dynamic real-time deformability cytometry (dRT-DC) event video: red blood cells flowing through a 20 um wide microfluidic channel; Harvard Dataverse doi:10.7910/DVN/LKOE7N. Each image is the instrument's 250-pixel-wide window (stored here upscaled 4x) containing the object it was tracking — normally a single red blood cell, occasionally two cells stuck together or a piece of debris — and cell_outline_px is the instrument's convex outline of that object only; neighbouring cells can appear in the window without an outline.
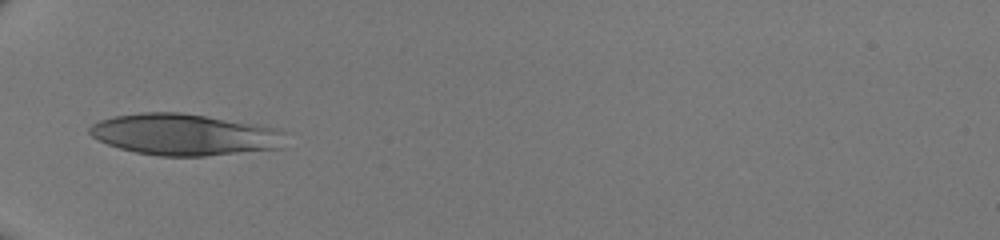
{"species": "human", "species_latin": "Homo sapiens", "temperature_condition": "room temperature", "stored_images_in_passage": 5, "camera_frame_rate_fps": 3000, "um_per_image_px": 0.085, "donor": {"sex": "male"}, "frame": {"image": 1, "passage_image": 1, "time_ms": 0.0, "image_size_px": [1000, 240], "cell_outline_px": [[284, 148], [204, 156], [160, 156], [136, 152], [120, 148], [108, 144], [92, 136], [88, 132], [88, 128], [92, 124], [100, 120], [116, 116], [140, 112], [180, 112], [280, 128], [284, 132]], "centroid_in_image_um": [15.7, 11.44], "position_along_channel_um": 69.3, "area_um2": 47.28}}
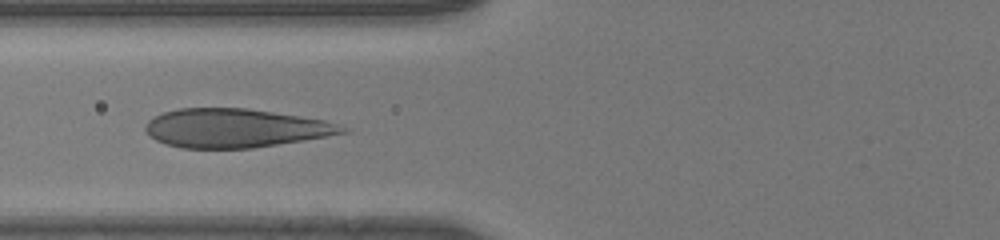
{"frame": {"image": 2, "passage_image": 4, "time_ms": 1.0, "image_size_px": [1000, 240], "cell_outline_px": [[348, 132], [304, 140], [252, 148], [184, 148], [164, 144], [148, 136], [144, 128], [144, 124], [152, 116], [164, 112], [180, 108], [248, 108], [324, 120], [348, 128]], "centroid_in_image_um": [19.92, 10.89], "position_along_channel_um": 105.9, "area_um2": 44.45}}